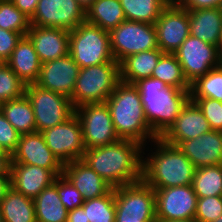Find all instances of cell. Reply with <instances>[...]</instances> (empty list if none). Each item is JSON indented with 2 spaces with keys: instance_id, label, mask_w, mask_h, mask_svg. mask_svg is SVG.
Instances as JSON below:
<instances>
[{
  "instance_id": "obj_1",
  "label": "cell",
  "mask_w": 222,
  "mask_h": 222,
  "mask_svg": "<svg viewBox=\"0 0 222 222\" xmlns=\"http://www.w3.org/2000/svg\"><path fill=\"white\" fill-rule=\"evenodd\" d=\"M142 149L137 142L119 139L86 150L82 160L115 188L142 180Z\"/></svg>"
},
{
  "instance_id": "obj_2",
  "label": "cell",
  "mask_w": 222,
  "mask_h": 222,
  "mask_svg": "<svg viewBox=\"0 0 222 222\" xmlns=\"http://www.w3.org/2000/svg\"><path fill=\"white\" fill-rule=\"evenodd\" d=\"M148 145L153 149L150 146L142 149V180L147 185L153 189L192 185L196 168L179 147L161 138Z\"/></svg>"
},
{
  "instance_id": "obj_3",
  "label": "cell",
  "mask_w": 222,
  "mask_h": 222,
  "mask_svg": "<svg viewBox=\"0 0 222 222\" xmlns=\"http://www.w3.org/2000/svg\"><path fill=\"white\" fill-rule=\"evenodd\" d=\"M106 104L119 139L147 146L149 142L158 138L146 120L141 96L134 84L120 81Z\"/></svg>"
},
{
  "instance_id": "obj_4",
  "label": "cell",
  "mask_w": 222,
  "mask_h": 222,
  "mask_svg": "<svg viewBox=\"0 0 222 222\" xmlns=\"http://www.w3.org/2000/svg\"><path fill=\"white\" fill-rule=\"evenodd\" d=\"M134 85L139 90L146 120L153 133L160 138L190 99L189 92L169 87L154 77L141 79Z\"/></svg>"
},
{
  "instance_id": "obj_5",
  "label": "cell",
  "mask_w": 222,
  "mask_h": 222,
  "mask_svg": "<svg viewBox=\"0 0 222 222\" xmlns=\"http://www.w3.org/2000/svg\"><path fill=\"white\" fill-rule=\"evenodd\" d=\"M119 82L120 64L117 61L80 68L71 103L77 108L84 104L106 102Z\"/></svg>"
},
{
  "instance_id": "obj_6",
  "label": "cell",
  "mask_w": 222,
  "mask_h": 222,
  "mask_svg": "<svg viewBox=\"0 0 222 222\" xmlns=\"http://www.w3.org/2000/svg\"><path fill=\"white\" fill-rule=\"evenodd\" d=\"M69 55L80 68L115 61L109 32L86 21L69 31Z\"/></svg>"
},
{
  "instance_id": "obj_7",
  "label": "cell",
  "mask_w": 222,
  "mask_h": 222,
  "mask_svg": "<svg viewBox=\"0 0 222 222\" xmlns=\"http://www.w3.org/2000/svg\"><path fill=\"white\" fill-rule=\"evenodd\" d=\"M115 222H156L155 190L143 180L115 187Z\"/></svg>"
},
{
  "instance_id": "obj_8",
  "label": "cell",
  "mask_w": 222,
  "mask_h": 222,
  "mask_svg": "<svg viewBox=\"0 0 222 222\" xmlns=\"http://www.w3.org/2000/svg\"><path fill=\"white\" fill-rule=\"evenodd\" d=\"M25 94L33 107L37 132L59 125L75 114L70 98L63 94L36 84L26 85Z\"/></svg>"
},
{
  "instance_id": "obj_9",
  "label": "cell",
  "mask_w": 222,
  "mask_h": 222,
  "mask_svg": "<svg viewBox=\"0 0 222 222\" xmlns=\"http://www.w3.org/2000/svg\"><path fill=\"white\" fill-rule=\"evenodd\" d=\"M109 34L111 53L119 64L130 55L158 48L154 24L124 20Z\"/></svg>"
},
{
  "instance_id": "obj_10",
  "label": "cell",
  "mask_w": 222,
  "mask_h": 222,
  "mask_svg": "<svg viewBox=\"0 0 222 222\" xmlns=\"http://www.w3.org/2000/svg\"><path fill=\"white\" fill-rule=\"evenodd\" d=\"M189 84L222 63L219 47L189 35L173 53Z\"/></svg>"
},
{
  "instance_id": "obj_11",
  "label": "cell",
  "mask_w": 222,
  "mask_h": 222,
  "mask_svg": "<svg viewBox=\"0 0 222 222\" xmlns=\"http://www.w3.org/2000/svg\"><path fill=\"white\" fill-rule=\"evenodd\" d=\"M82 126L86 150L119 140L106 102L89 103L75 108Z\"/></svg>"
},
{
  "instance_id": "obj_12",
  "label": "cell",
  "mask_w": 222,
  "mask_h": 222,
  "mask_svg": "<svg viewBox=\"0 0 222 222\" xmlns=\"http://www.w3.org/2000/svg\"><path fill=\"white\" fill-rule=\"evenodd\" d=\"M41 133L49 149L63 165L83 158L86 147L82 126L76 114L67 121Z\"/></svg>"
},
{
  "instance_id": "obj_13",
  "label": "cell",
  "mask_w": 222,
  "mask_h": 222,
  "mask_svg": "<svg viewBox=\"0 0 222 222\" xmlns=\"http://www.w3.org/2000/svg\"><path fill=\"white\" fill-rule=\"evenodd\" d=\"M86 21V11L76 0H39L30 25L71 31Z\"/></svg>"
},
{
  "instance_id": "obj_14",
  "label": "cell",
  "mask_w": 222,
  "mask_h": 222,
  "mask_svg": "<svg viewBox=\"0 0 222 222\" xmlns=\"http://www.w3.org/2000/svg\"><path fill=\"white\" fill-rule=\"evenodd\" d=\"M158 48L173 54L190 35L189 12L178 3L170 2L155 22Z\"/></svg>"
},
{
  "instance_id": "obj_15",
  "label": "cell",
  "mask_w": 222,
  "mask_h": 222,
  "mask_svg": "<svg viewBox=\"0 0 222 222\" xmlns=\"http://www.w3.org/2000/svg\"><path fill=\"white\" fill-rule=\"evenodd\" d=\"M155 190L156 220L194 219L197 195L192 185Z\"/></svg>"
},
{
  "instance_id": "obj_16",
  "label": "cell",
  "mask_w": 222,
  "mask_h": 222,
  "mask_svg": "<svg viewBox=\"0 0 222 222\" xmlns=\"http://www.w3.org/2000/svg\"><path fill=\"white\" fill-rule=\"evenodd\" d=\"M11 163L29 164L62 175L64 165L47 146L41 132L22 134L16 150L11 154Z\"/></svg>"
},
{
  "instance_id": "obj_17",
  "label": "cell",
  "mask_w": 222,
  "mask_h": 222,
  "mask_svg": "<svg viewBox=\"0 0 222 222\" xmlns=\"http://www.w3.org/2000/svg\"><path fill=\"white\" fill-rule=\"evenodd\" d=\"M79 65L67 54L64 57L41 64L36 85L71 97L79 73Z\"/></svg>"
},
{
  "instance_id": "obj_18",
  "label": "cell",
  "mask_w": 222,
  "mask_h": 222,
  "mask_svg": "<svg viewBox=\"0 0 222 222\" xmlns=\"http://www.w3.org/2000/svg\"><path fill=\"white\" fill-rule=\"evenodd\" d=\"M211 130L202 110L189 99L174 123L160 138L165 143L178 147L183 141L199 137Z\"/></svg>"
},
{
  "instance_id": "obj_19",
  "label": "cell",
  "mask_w": 222,
  "mask_h": 222,
  "mask_svg": "<svg viewBox=\"0 0 222 222\" xmlns=\"http://www.w3.org/2000/svg\"><path fill=\"white\" fill-rule=\"evenodd\" d=\"M26 36L33 43L41 64L69 54V31L66 29L30 25Z\"/></svg>"
},
{
  "instance_id": "obj_20",
  "label": "cell",
  "mask_w": 222,
  "mask_h": 222,
  "mask_svg": "<svg viewBox=\"0 0 222 222\" xmlns=\"http://www.w3.org/2000/svg\"><path fill=\"white\" fill-rule=\"evenodd\" d=\"M194 167L222 164V132L211 130L199 137L183 141L179 146Z\"/></svg>"
},
{
  "instance_id": "obj_21",
  "label": "cell",
  "mask_w": 222,
  "mask_h": 222,
  "mask_svg": "<svg viewBox=\"0 0 222 222\" xmlns=\"http://www.w3.org/2000/svg\"><path fill=\"white\" fill-rule=\"evenodd\" d=\"M56 177L51 170L39 166L20 163H11L10 166L11 187L31 199L51 185Z\"/></svg>"
},
{
  "instance_id": "obj_22",
  "label": "cell",
  "mask_w": 222,
  "mask_h": 222,
  "mask_svg": "<svg viewBox=\"0 0 222 222\" xmlns=\"http://www.w3.org/2000/svg\"><path fill=\"white\" fill-rule=\"evenodd\" d=\"M62 174L81 193L84 201L106 195L113 188L82 159L64 164Z\"/></svg>"
},
{
  "instance_id": "obj_23",
  "label": "cell",
  "mask_w": 222,
  "mask_h": 222,
  "mask_svg": "<svg viewBox=\"0 0 222 222\" xmlns=\"http://www.w3.org/2000/svg\"><path fill=\"white\" fill-rule=\"evenodd\" d=\"M26 84H35L41 69V62L33 43L23 36L17 43L10 58L5 62Z\"/></svg>"
},
{
  "instance_id": "obj_24",
  "label": "cell",
  "mask_w": 222,
  "mask_h": 222,
  "mask_svg": "<svg viewBox=\"0 0 222 222\" xmlns=\"http://www.w3.org/2000/svg\"><path fill=\"white\" fill-rule=\"evenodd\" d=\"M187 10L189 12L190 35L219 47L222 30L220 8Z\"/></svg>"
},
{
  "instance_id": "obj_25",
  "label": "cell",
  "mask_w": 222,
  "mask_h": 222,
  "mask_svg": "<svg viewBox=\"0 0 222 222\" xmlns=\"http://www.w3.org/2000/svg\"><path fill=\"white\" fill-rule=\"evenodd\" d=\"M164 53L159 49L142 51L128 56L120 63V81L135 84L149 78Z\"/></svg>"
},
{
  "instance_id": "obj_26",
  "label": "cell",
  "mask_w": 222,
  "mask_h": 222,
  "mask_svg": "<svg viewBox=\"0 0 222 222\" xmlns=\"http://www.w3.org/2000/svg\"><path fill=\"white\" fill-rule=\"evenodd\" d=\"M37 222H67L68 210L59 199L57 177L33 199Z\"/></svg>"
},
{
  "instance_id": "obj_27",
  "label": "cell",
  "mask_w": 222,
  "mask_h": 222,
  "mask_svg": "<svg viewBox=\"0 0 222 222\" xmlns=\"http://www.w3.org/2000/svg\"><path fill=\"white\" fill-rule=\"evenodd\" d=\"M0 110L21 135L36 132L33 107L26 94L1 103Z\"/></svg>"
},
{
  "instance_id": "obj_28",
  "label": "cell",
  "mask_w": 222,
  "mask_h": 222,
  "mask_svg": "<svg viewBox=\"0 0 222 222\" xmlns=\"http://www.w3.org/2000/svg\"><path fill=\"white\" fill-rule=\"evenodd\" d=\"M4 222H37L33 199L10 187L0 201Z\"/></svg>"
},
{
  "instance_id": "obj_29",
  "label": "cell",
  "mask_w": 222,
  "mask_h": 222,
  "mask_svg": "<svg viewBox=\"0 0 222 222\" xmlns=\"http://www.w3.org/2000/svg\"><path fill=\"white\" fill-rule=\"evenodd\" d=\"M126 20L120 0H95L86 10V22L110 32Z\"/></svg>"
},
{
  "instance_id": "obj_30",
  "label": "cell",
  "mask_w": 222,
  "mask_h": 222,
  "mask_svg": "<svg viewBox=\"0 0 222 222\" xmlns=\"http://www.w3.org/2000/svg\"><path fill=\"white\" fill-rule=\"evenodd\" d=\"M170 0H120L126 20L155 24Z\"/></svg>"
},
{
  "instance_id": "obj_31",
  "label": "cell",
  "mask_w": 222,
  "mask_h": 222,
  "mask_svg": "<svg viewBox=\"0 0 222 222\" xmlns=\"http://www.w3.org/2000/svg\"><path fill=\"white\" fill-rule=\"evenodd\" d=\"M151 77L161 80L169 87L190 92V84L185 79L182 67L174 54L164 53L153 69Z\"/></svg>"
},
{
  "instance_id": "obj_32",
  "label": "cell",
  "mask_w": 222,
  "mask_h": 222,
  "mask_svg": "<svg viewBox=\"0 0 222 222\" xmlns=\"http://www.w3.org/2000/svg\"><path fill=\"white\" fill-rule=\"evenodd\" d=\"M192 188L197 198L222 196V164L197 168Z\"/></svg>"
},
{
  "instance_id": "obj_33",
  "label": "cell",
  "mask_w": 222,
  "mask_h": 222,
  "mask_svg": "<svg viewBox=\"0 0 222 222\" xmlns=\"http://www.w3.org/2000/svg\"><path fill=\"white\" fill-rule=\"evenodd\" d=\"M189 96L222 102V63L191 83Z\"/></svg>"
},
{
  "instance_id": "obj_34",
  "label": "cell",
  "mask_w": 222,
  "mask_h": 222,
  "mask_svg": "<svg viewBox=\"0 0 222 222\" xmlns=\"http://www.w3.org/2000/svg\"><path fill=\"white\" fill-rule=\"evenodd\" d=\"M86 222H115V188L106 195L83 202Z\"/></svg>"
},
{
  "instance_id": "obj_35",
  "label": "cell",
  "mask_w": 222,
  "mask_h": 222,
  "mask_svg": "<svg viewBox=\"0 0 222 222\" xmlns=\"http://www.w3.org/2000/svg\"><path fill=\"white\" fill-rule=\"evenodd\" d=\"M30 19L24 15L10 0H0V28L21 33L26 36Z\"/></svg>"
},
{
  "instance_id": "obj_36",
  "label": "cell",
  "mask_w": 222,
  "mask_h": 222,
  "mask_svg": "<svg viewBox=\"0 0 222 222\" xmlns=\"http://www.w3.org/2000/svg\"><path fill=\"white\" fill-rule=\"evenodd\" d=\"M26 84L6 64L0 63V104L25 94Z\"/></svg>"
},
{
  "instance_id": "obj_37",
  "label": "cell",
  "mask_w": 222,
  "mask_h": 222,
  "mask_svg": "<svg viewBox=\"0 0 222 222\" xmlns=\"http://www.w3.org/2000/svg\"><path fill=\"white\" fill-rule=\"evenodd\" d=\"M222 214V196L197 198L195 220L197 222H214Z\"/></svg>"
},
{
  "instance_id": "obj_38",
  "label": "cell",
  "mask_w": 222,
  "mask_h": 222,
  "mask_svg": "<svg viewBox=\"0 0 222 222\" xmlns=\"http://www.w3.org/2000/svg\"><path fill=\"white\" fill-rule=\"evenodd\" d=\"M202 110L212 130L222 132V102L211 98H190Z\"/></svg>"
},
{
  "instance_id": "obj_39",
  "label": "cell",
  "mask_w": 222,
  "mask_h": 222,
  "mask_svg": "<svg viewBox=\"0 0 222 222\" xmlns=\"http://www.w3.org/2000/svg\"><path fill=\"white\" fill-rule=\"evenodd\" d=\"M57 190L59 199L68 211L83 205V196L63 174L57 176Z\"/></svg>"
},
{
  "instance_id": "obj_40",
  "label": "cell",
  "mask_w": 222,
  "mask_h": 222,
  "mask_svg": "<svg viewBox=\"0 0 222 222\" xmlns=\"http://www.w3.org/2000/svg\"><path fill=\"white\" fill-rule=\"evenodd\" d=\"M21 134L11 125L0 110V146L10 155L16 150Z\"/></svg>"
},
{
  "instance_id": "obj_41",
  "label": "cell",
  "mask_w": 222,
  "mask_h": 222,
  "mask_svg": "<svg viewBox=\"0 0 222 222\" xmlns=\"http://www.w3.org/2000/svg\"><path fill=\"white\" fill-rule=\"evenodd\" d=\"M22 37L23 35L21 33L0 28V63H5L10 58Z\"/></svg>"
},
{
  "instance_id": "obj_42",
  "label": "cell",
  "mask_w": 222,
  "mask_h": 222,
  "mask_svg": "<svg viewBox=\"0 0 222 222\" xmlns=\"http://www.w3.org/2000/svg\"><path fill=\"white\" fill-rule=\"evenodd\" d=\"M222 0H181L180 4L185 9H204V8H219Z\"/></svg>"
},
{
  "instance_id": "obj_43",
  "label": "cell",
  "mask_w": 222,
  "mask_h": 222,
  "mask_svg": "<svg viewBox=\"0 0 222 222\" xmlns=\"http://www.w3.org/2000/svg\"><path fill=\"white\" fill-rule=\"evenodd\" d=\"M29 19L35 14L39 0H10Z\"/></svg>"
},
{
  "instance_id": "obj_44",
  "label": "cell",
  "mask_w": 222,
  "mask_h": 222,
  "mask_svg": "<svg viewBox=\"0 0 222 222\" xmlns=\"http://www.w3.org/2000/svg\"><path fill=\"white\" fill-rule=\"evenodd\" d=\"M11 155L8 152H0V175H10Z\"/></svg>"
},
{
  "instance_id": "obj_45",
  "label": "cell",
  "mask_w": 222,
  "mask_h": 222,
  "mask_svg": "<svg viewBox=\"0 0 222 222\" xmlns=\"http://www.w3.org/2000/svg\"><path fill=\"white\" fill-rule=\"evenodd\" d=\"M67 222H86L83 207H77L74 210L68 211Z\"/></svg>"
},
{
  "instance_id": "obj_46",
  "label": "cell",
  "mask_w": 222,
  "mask_h": 222,
  "mask_svg": "<svg viewBox=\"0 0 222 222\" xmlns=\"http://www.w3.org/2000/svg\"><path fill=\"white\" fill-rule=\"evenodd\" d=\"M10 187V175H0V201Z\"/></svg>"
},
{
  "instance_id": "obj_47",
  "label": "cell",
  "mask_w": 222,
  "mask_h": 222,
  "mask_svg": "<svg viewBox=\"0 0 222 222\" xmlns=\"http://www.w3.org/2000/svg\"><path fill=\"white\" fill-rule=\"evenodd\" d=\"M86 11L94 2L95 0H76Z\"/></svg>"
},
{
  "instance_id": "obj_48",
  "label": "cell",
  "mask_w": 222,
  "mask_h": 222,
  "mask_svg": "<svg viewBox=\"0 0 222 222\" xmlns=\"http://www.w3.org/2000/svg\"><path fill=\"white\" fill-rule=\"evenodd\" d=\"M156 222H197L195 219L157 220Z\"/></svg>"
},
{
  "instance_id": "obj_49",
  "label": "cell",
  "mask_w": 222,
  "mask_h": 222,
  "mask_svg": "<svg viewBox=\"0 0 222 222\" xmlns=\"http://www.w3.org/2000/svg\"><path fill=\"white\" fill-rule=\"evenodd\" d=\"M219 50H220V54L222 57V30H221V38H220V42H219Z\"/></svg>"
},
{
  "instance_id": "obj_50",
  "label": "cell",
  "mask_w": 222,
  "mask_h": 222,
  "mask_svg": "<svg viewBox=\"0 0 222 222\" xmlns=\"http://www.w3.org/2000/svg\"><path fill=\"white\" fill-rule=\"evenodd\" d=\"M0 222H4V218L2 216L1 208H0Z\"/></svg>"
},
{
  "instance_id": "obj_51",
  "label": "cell",
  "mask_w": 222,
  "mask_h": 222,
  "mask_svg": "<svg viewBox=\"0 0 222 222\" xmlns=\"http://www.w3.org/2000/svg\"><path fill=\"white\" fill-rule=\"evenodd\" d=\"M214 222H222V214H221V216H220L218 219H216Z\"/></svg>"
},
{
  "instance_id": "obj_52",
  "label": "cell",
  "mask_w": 222,
  "mask_h": 222,
  "mask_svg": "<svg viewBox=\"0 0 222 222\" xmlns=\"http://www.w3.org/2000/svg\"><path fill=\"white\" fill-rule=\"evenodd\" d=\"M173 3H179L181 0H170Z\"/></svg>"
},
{
  "instance_id": "obj_53",
  "label": "cell",
  "mask_w": 222,
  "mask_h": 222,
  "mask_svg": "<svg viewBox=\"0 0 222 222\" xmlns=\"http://www.w3.org/2000/svg\"><path fill=\"white\" fill-rule=\"evenodd\" d=\"M0 152H6V151H4V150L1 148V146H0Z\"/></svg>"
},
{
  "instance_id": "obj_54",
  "label": "cell",
  "mask_w": 222,
  "mask_h": 222,
  "mask_svg": "<svg viewBox=\"0 0 222 222\" xmlns=\"http://www.w3.org/2000/svg\"><path fill=\"white\" fill-rule=\"evenodd\" d=\"M219 8H220V11L222 12V3H221V5H220V7H219Z\"/></svg>"
}]
</instances>
